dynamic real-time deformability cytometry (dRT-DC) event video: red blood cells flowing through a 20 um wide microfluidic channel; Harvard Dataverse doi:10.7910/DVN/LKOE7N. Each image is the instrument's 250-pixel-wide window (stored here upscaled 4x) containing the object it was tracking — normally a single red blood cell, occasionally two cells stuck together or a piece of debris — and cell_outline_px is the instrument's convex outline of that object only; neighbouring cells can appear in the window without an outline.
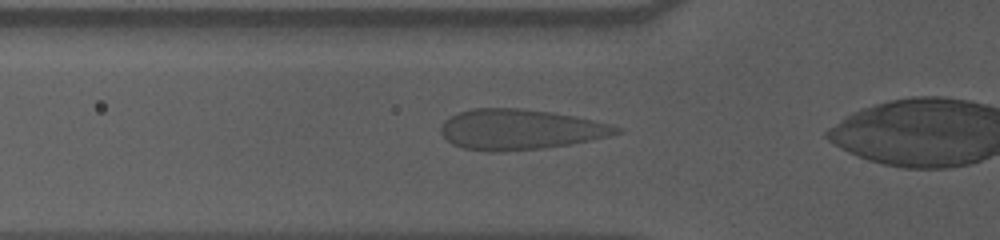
{"species": "human", "species_latin": "Homo sapiens", "temperature_condition": "cold", "stored_images_in_passage": 40, "camera_frame_rate_fps": 3000, "um_per_image_px": 0.085, "donor": {"sex": "male"}, "frame": {"image": 1, "passage_image": 13, "time_ms": 4.0, "image_size_px": [1000, 240], "cell_outline_px": [[624, 132], [592, 140], [572, 144], [544, 148], [500, 152], [492, 152], [464, 148], [452, 144], [440, 132], [440, 128], [444, 120], [460, 112], [472, 108], [520, 108], [552, 112], [576, 116], [612, 124], [624, 128]], "centroid_in_image_um": [44.26, 11.0], "position_along_channel_um": 81.5, "area_um2": 41.62}}
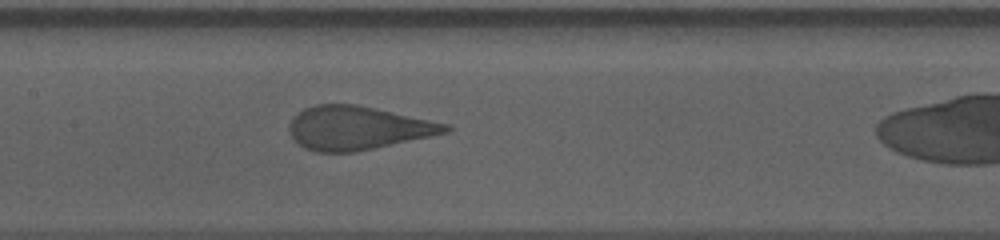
{"frame": {"image": 2, "passage_image": 21, "time_ms": 6.667, "image_size_px": [1000, 240], "cell_outline_px": [[452, 128], [448, 132], [356, 152], [316, 152], [304, 148], [292, 140], [288, 132], [288, 124], [292, 116], [296, 112], [304, 108], [316, 104], [356, 104], [448, 124]], "centroid_in_image_um": [30.3, 10.88], "position_along_channel_um": 177.1, "area_um2": 39.71}}
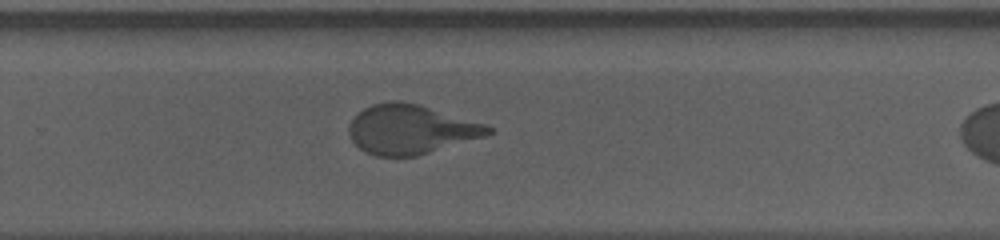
{"frame": {"image": 3, "passage_image": 31, "time_ms": 10.0, "image_size_px": [1000, 240], "cell_outline_px": [[492, 132], [484, 136], [416, 156], [376, 156], [364, 152], [352, 140], [348, 132], [348, 128], [352, 120], [364, 108], [372, 104], [392, 100], [400, 100], [420, 104], [488, 124], [492, 128]], "centroid_in_image_um": [34.91, 10.98], "position_along_channel_um": 294.9, "area_um2": 40.0}}